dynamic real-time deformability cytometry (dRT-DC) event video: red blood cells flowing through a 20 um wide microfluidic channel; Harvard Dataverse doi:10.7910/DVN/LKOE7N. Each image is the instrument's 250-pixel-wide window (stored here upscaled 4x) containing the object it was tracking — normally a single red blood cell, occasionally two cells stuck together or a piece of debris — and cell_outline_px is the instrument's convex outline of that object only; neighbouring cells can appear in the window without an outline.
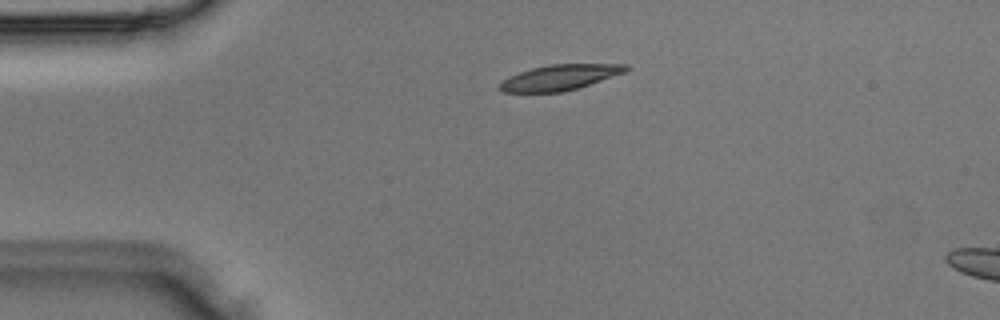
{"species": "Egyptian fruit bat (a non-hibernating species)", "species_latin": "Rousettus aegyptiacus", "temperature_condition": "room temperature", "stored_images_in_passage": 3, "camera_frame_rate_fps": 3000, "um_per_image_px": 0.085, "animal": {"sex": "male"}, "frame": {"image": 1, "passage_image": 2, "time_ms": 0.333, "image_size_px": [1000, 320], "cell_outline_px": [[632, 68], [624, 72], [564, 92], [504, 92], [500, 88], [500, 84], [508, 76], [532, 68], [552, 64], [628, 64]], "centroid_in_image_um": [47.59, 6.57], "position_along_channel_um": 37.4, "area_um2": 18.38}}